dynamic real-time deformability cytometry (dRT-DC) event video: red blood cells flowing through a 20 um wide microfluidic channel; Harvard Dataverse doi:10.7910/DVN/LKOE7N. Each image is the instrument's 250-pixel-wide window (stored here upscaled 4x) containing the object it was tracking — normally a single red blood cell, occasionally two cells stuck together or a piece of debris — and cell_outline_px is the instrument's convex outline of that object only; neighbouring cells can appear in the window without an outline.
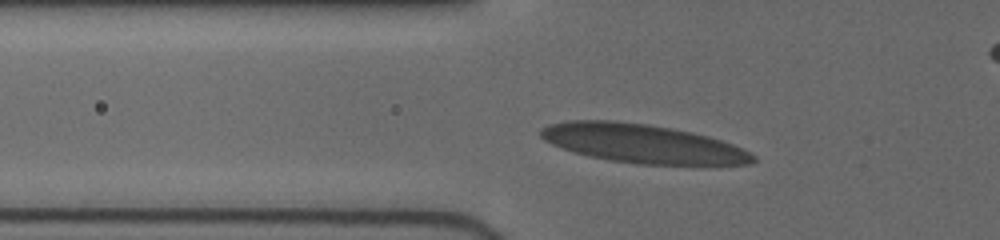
{"species": "human", "species_latin": "Homo sapiens", "temperature_condition": "cold", "stored_images_in_passage": 5, "camera_frame_rate_fps": 3000, "um_per_image_px": 0.085, "donor": {"sex": "female"}, "frame": {"image": 1, "passage_image": 4, "time_ms": 1.667, "image_size_px": [1000, 240], "cell_outline_px": [[756, 160], [752, 164], [636, 164], [588, 156], [572, 152], [552, 144], [544, 140], [540, 136], [540, 128], [548, 124], [568, 120], [608, 120], [648, 124], [672, 128], [692, 132], [708, 136], [732, 144], [756, 156]], "centroid_in_image_um": [54.56, 12.19], "position_along_channel_um": 71.2, "area_um2": 47.74}}